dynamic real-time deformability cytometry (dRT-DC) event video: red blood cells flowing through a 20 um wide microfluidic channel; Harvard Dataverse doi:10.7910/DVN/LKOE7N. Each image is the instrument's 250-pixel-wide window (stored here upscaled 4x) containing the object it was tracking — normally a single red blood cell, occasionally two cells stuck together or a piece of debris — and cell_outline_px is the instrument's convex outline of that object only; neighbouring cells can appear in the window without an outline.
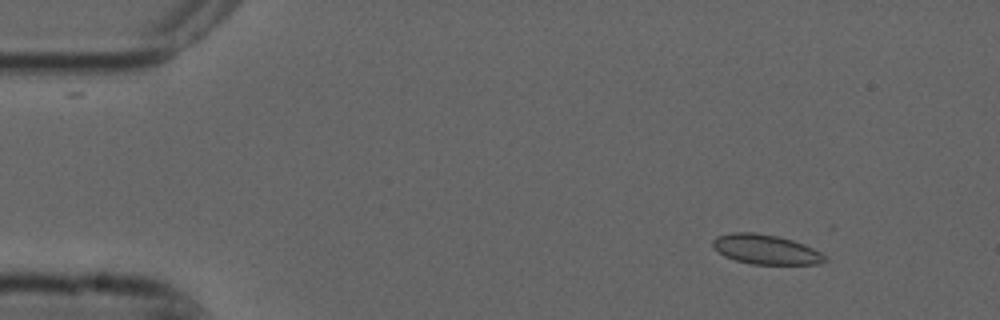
{"species": "common noctule bat (a hibernating species)", "species_latin": "Nyctalus noctula", "temperature_condition": "cold", "stored_images_in_passage": 6, "camera_frame_rate_fps": 3000, "um_per_image_px": 0.085, "animal": {"sex": "male", "forearm_length_mm": 52.5}, "frame": {"image": 1, "passage_image": 2, "time_ms": 0.333, "image_size_px": [1000, 320], "cell_outline_px": [[828, 260], [820, 264], [752, 264], [736, 260], [724, 256], [712, 244], [712, 240], [716, 236], [732, 232], [752, 232], [776, 236], [792, 240], [804, 244], [828, 256]], "centroid_in_image_um": [65.12, 21.2], "position_along_channel_um": 19.9, "area_um2": 19.31}}
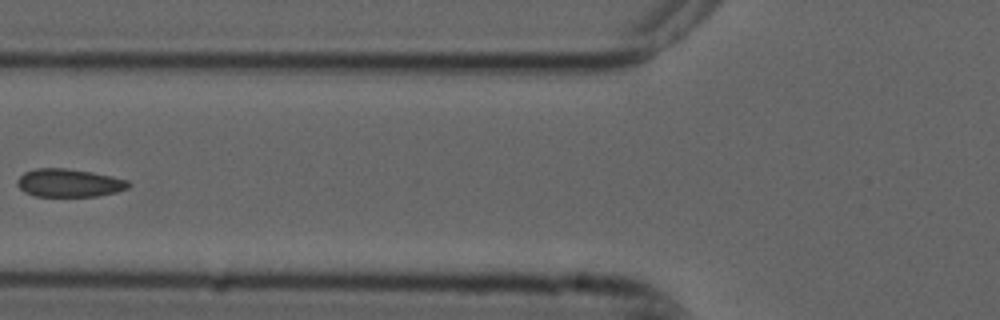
{"frame": {"image": 2, "passage_image": 5, "time_ms": 1.333, "image_size_px": [1000, 320], "cell_outline_px": [[132, 184], [128, 188], [116, 192], [96, 196], [36, 196], [24, 192], [16, 184], [16, 180], [24, 172], [36, 168], [68, 168], [92, 172], [112, 176], [128, 180]], "centroid_in_image_um": [5.87, 15.54], "position_along_channel_um": 119.9, "area_um2": 18.32}}
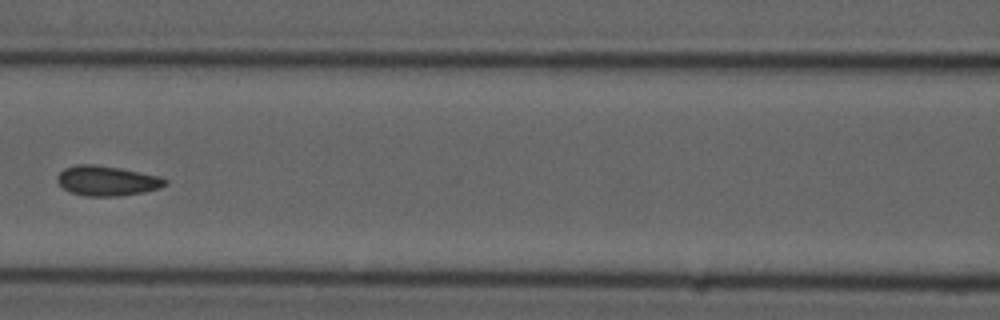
{"frame": {"image": 3, "passage_image": 6, "time_ms": 1.667, "image_size_px": [1000, 320], "cell_outline_px": [[168, 184], [160, 188], [144, 192], [116, 196], [84, 196], [72, 192], [64, 188], [56, 180], [56, 176], [64, 168], [76, 164], [96, 164], [120, 168], [160, 176], [168, 180]], "centroid_in_image_um": [9.1, 15.36], "position_along_channel_um": 157.5, "area_um2": 18.9}}